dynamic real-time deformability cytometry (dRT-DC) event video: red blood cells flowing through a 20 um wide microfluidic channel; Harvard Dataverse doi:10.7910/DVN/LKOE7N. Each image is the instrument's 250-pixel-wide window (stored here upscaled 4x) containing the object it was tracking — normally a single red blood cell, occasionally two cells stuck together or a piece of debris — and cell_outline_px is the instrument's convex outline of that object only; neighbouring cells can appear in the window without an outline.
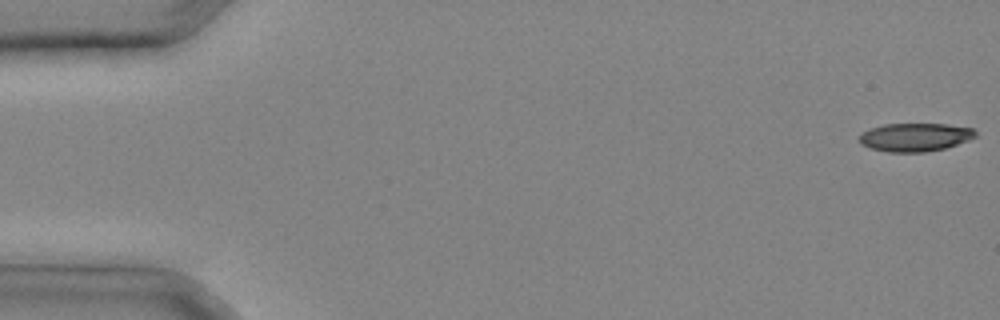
{"species": "common noctule bat (a hibernating species)", "species_latin": "Nyctalus noctula", "temperature_condition": "cold", "stored_images_in_passage": 32, "camera_frame_rate_fps": 3000, "um_per_image_px": 0.085, "animal": {"sex": "male", "body_mass_g": 20.4}, "frame": {"image": 1, "passage_image": 1, "time_ms": 0.0, "image_size_px": [1000, 320], "cell_outline_px": [[976, 136], [968, 140], [944, 148], [924, 152], [888, 152], [872, 148], [860, 144], [860, 132], [868, 128], [884, 124], [948, 124], [972, 128], [976, 132]], "centroid_in_image_um": [77.74, 11.65], "position_along_channel_um": 7.3, "area_um2": 19.13}}
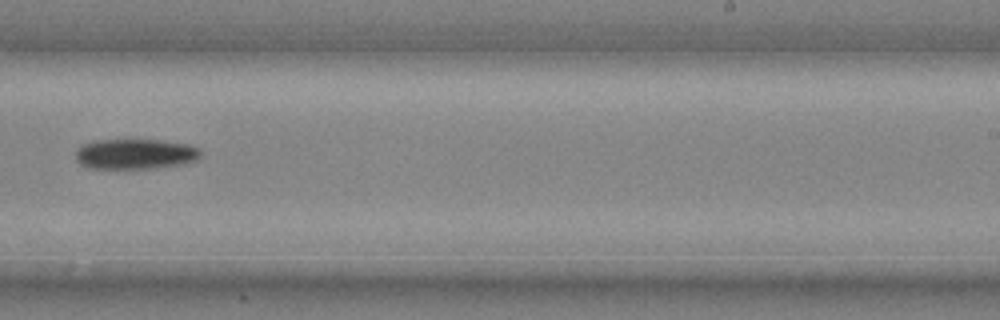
{"frame": {"image": 2, "passage_image": 21, "time_ms": 6.667, "image_size_px": [1000, 320], "cell_outline_px": [[200, 160], [184, 164], [156, 168], [88, 168], [80, 164], [76, 160], [76, 152], [84, 144], [96, 140], [156, 140], [192, 144], [200, 148]], "centroid_in_image_um": [11.57, 13.09], "position_along_channel_um": 277.4, "area_um2": 22.2}}
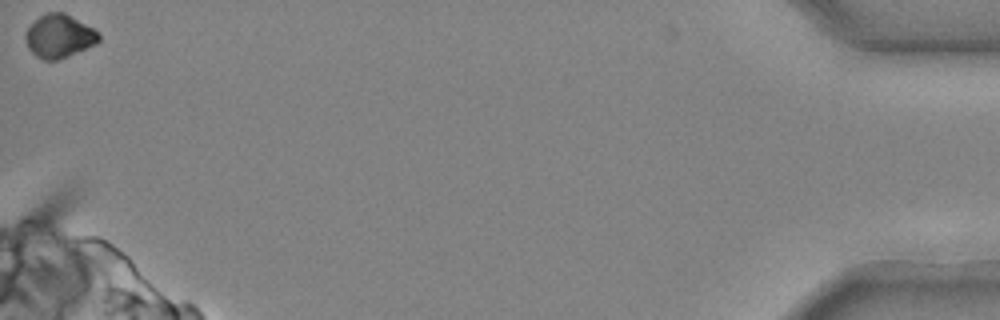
{"frame": {"image": 3, "passage_image": 32, "time_ms": 10.333, "image_size_px": [1000, 320], "cell_outline_px": [[100, 40], [96, 44], [68, 56], [56, 60], [44, 60], [36, 56], [28, 48], [24, 36], [24, 32], [44, 12], [64, 12], [92, 28], [100, 36]], "centroid_in_image_um": [5.0, 3.07], "position_along_channel_um": 430.2, "area_um2": 18.32}}